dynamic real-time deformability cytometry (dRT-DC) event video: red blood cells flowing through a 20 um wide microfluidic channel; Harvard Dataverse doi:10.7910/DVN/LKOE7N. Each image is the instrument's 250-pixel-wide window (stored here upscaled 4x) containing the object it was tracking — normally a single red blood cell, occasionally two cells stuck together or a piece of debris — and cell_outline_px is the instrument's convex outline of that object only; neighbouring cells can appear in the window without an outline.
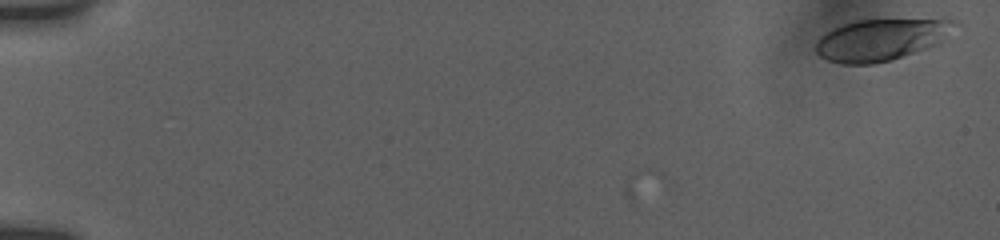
{"species": "human", "species_latin": "Homo sapiens", "temperature_condition": "room temperature", "stored_images_in_passage": 2, "camera_frame_rate_fps": 3000, "um_per_image_px": 0.085, "donor": {"sex": "female"}, "frame": {"image": 1, "passage_image": 2, "time_ms": 0.333, "image_size_px": [1000, 240], "cell_outline_px": [[960, 24], [932, 44], [924, 48], [888, 60], [872, 64], [840, 64], [828, 60], [820, 56], [816, 52], [816, 40], [820, 36], [832, 28], [856, 20], [956, 20]], "centroid_in_image_um": [74.77, 3.37], "position_along_channel_um": 10.2, "area_um2": 32.71}}